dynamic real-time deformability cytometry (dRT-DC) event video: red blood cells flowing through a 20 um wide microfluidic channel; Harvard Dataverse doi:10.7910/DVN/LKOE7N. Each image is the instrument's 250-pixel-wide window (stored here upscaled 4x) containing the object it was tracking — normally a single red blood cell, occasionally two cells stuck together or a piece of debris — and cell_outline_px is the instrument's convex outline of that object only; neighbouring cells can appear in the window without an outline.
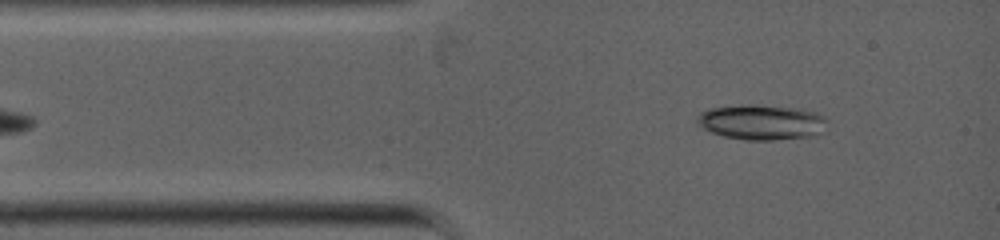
{"species": "common noctule bat (a hibernating species)", "species_latin": "Nyctalus noctula", "temperature_condition": "warm", "stored_images_in_passage": 3, "camera_frame_rate_fps": 5000, "um_per_image_px": 0.085, "animal": {"sex": "female", "body_mass_g": 19.0, "forearm_length_mm": 53.3}, "frame": {"image": 1, "passage_image": 1, "time_ms": 0.0, "image_size_px": [1000, 240], "cell_outline_px": [[828, 132], [820, 136], [772, 140], [744, 140], [724, 136], [712, 132], [704, 128], [696, 120], [696, 116], [700, 112], [708, 108], [740, 104], [756, 104], [800, 108], [816, 112], [824, 116], [828, 120]], "centroid_in_image_um": [64.84, 10.38], "position_along_channel_um": 20.2, "area_um2": 27.57}}